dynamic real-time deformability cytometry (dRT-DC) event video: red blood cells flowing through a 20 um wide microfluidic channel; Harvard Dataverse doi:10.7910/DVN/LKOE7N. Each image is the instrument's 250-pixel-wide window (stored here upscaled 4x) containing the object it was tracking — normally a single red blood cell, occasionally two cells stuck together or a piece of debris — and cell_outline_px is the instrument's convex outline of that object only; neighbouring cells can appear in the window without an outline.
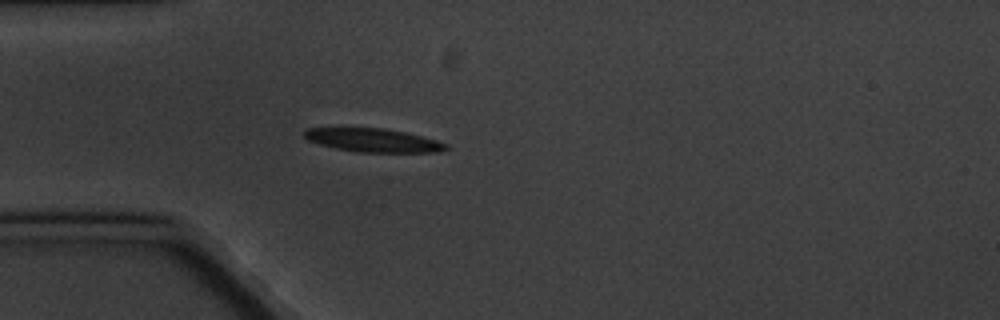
{"species": "common noctule bat (a hibernating species)", "species_latin": "Nyctalus noctula", "temperature_condition": "cold", "stored_images_in_passage": 3, "camera_frame_rate_fps": 3000, "um_per_image_px": 0.085, "animal": {"sex": "male", "body_mass_g": 20.1, "forearm_length_mm": 53.5}, "frame": {"image": 1, "passage_image": 3, "time_ms": 3.333, "image_size_px": [1000, 320], "cell_outline_px": [[448, 148], [440, 152], [360, 152], [336, 148], [320, 144], [308, 140], [304, 136], [304, 128], [384, 128], [404, 132], [436, 140], [448, 144]], "centroid_in_image_um": [31.72, 11.92], "position_along_channel_um": 53.3, "area_um2": 19.19}}